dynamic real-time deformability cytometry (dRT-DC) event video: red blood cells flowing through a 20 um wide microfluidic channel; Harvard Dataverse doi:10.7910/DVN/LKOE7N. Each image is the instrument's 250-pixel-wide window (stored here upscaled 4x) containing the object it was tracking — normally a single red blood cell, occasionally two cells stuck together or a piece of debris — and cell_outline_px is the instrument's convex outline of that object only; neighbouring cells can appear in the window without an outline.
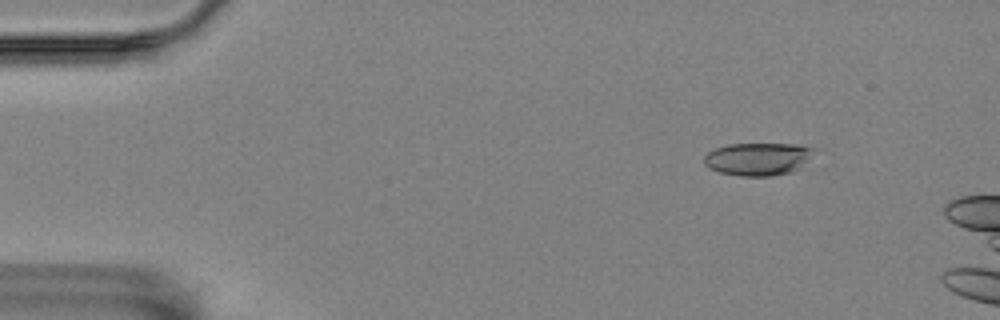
{"species": "Egyptian fruit bat (a non-hibernating species)", "species_latin": "Rousettus aegyptiacus", "temperature_condition": "room temperature", "stored_images_in_passage": 56, "camera_frame_rate_fps": 3000, "um_per_image_px": 0.085, "animal": {"sex": "female"}, "frame": {"image": 1, "passage_image": 7, "time_ms": 2.0, "image_size_px": [1000, 320], "cell_outline_px": [[820, 148], [800, 168], [792, 172], [772, 176], [740, 176], [720, 172], [708, 168], [704, 164], [704, 156], [708, 152], [716, 148], [728, 144], [796, 144]], "centroid_in_image_um": [64.48, 13.51], "position_along_channel_um": 20.5, "area_um2": 21.33}}
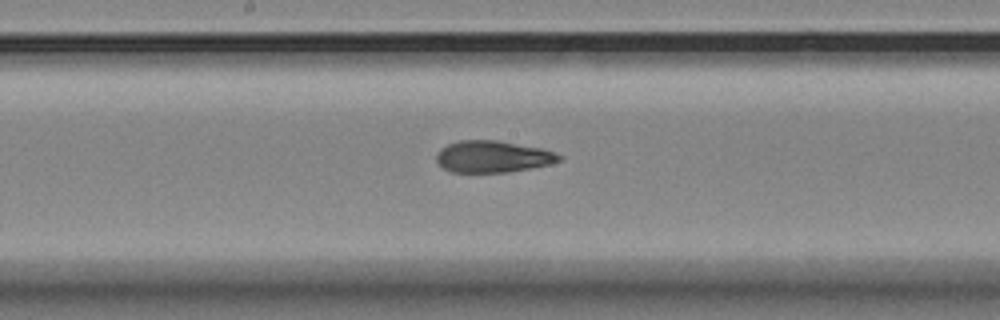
{"frame": {"image": 2, "passage_image": 30, "time_ms": 9.667, "image_size_px": [1000, 320], "cell_outline_px": [[564, 156], [560, 160], [552, 164], [532, 168], [508, 172], [448, 172], [436, 160], [436, 152], [440, 148], [448, 144], [460, 140], [496, 140], [540, 148]], "centroid_in_image_um": [41.87, 13.32], "position_along_channel_um": 206.3, "area_um2": 22.72}}
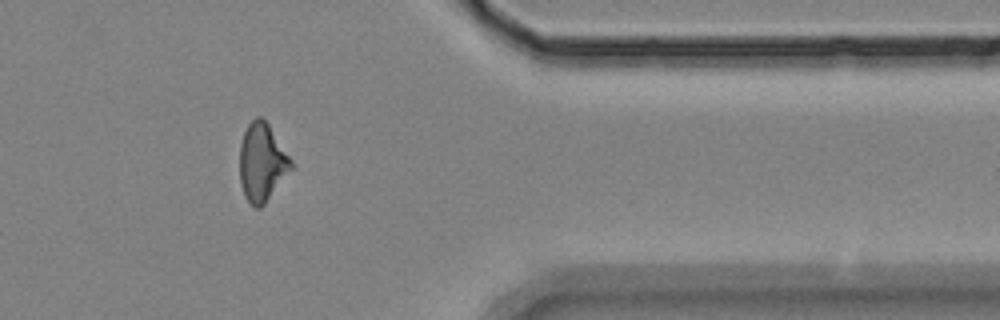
{"frame": {"image": 3, "passage_image": 47, "time_ms": 15.333, "image_size_px": [1000, 320], "cell_outline_px": [[292, 168], [264, 204], [260, 208], [256, 208], [244, 196], [240, 180], [240, 144], [244, 132], [248, 124], [256, 116], [260, 116], [268, 124], [292, 160]], "centroid_in_image_um": [22.25, 13.79], "position_along_channel_um": 389.1, "area_um2": 23.0}, "authors_computed_cell_mechanics": {"area_um2": 23.12, "velocity_mm_per_s": 3.5225, "shape_relaxation_time_tau1_ms": 6.0211, "shape_relaxation_time_tau2_ms": 2.9002, "deformation_change_tau1": 0.1697, "deformation_change_tau2": 0.1092}}